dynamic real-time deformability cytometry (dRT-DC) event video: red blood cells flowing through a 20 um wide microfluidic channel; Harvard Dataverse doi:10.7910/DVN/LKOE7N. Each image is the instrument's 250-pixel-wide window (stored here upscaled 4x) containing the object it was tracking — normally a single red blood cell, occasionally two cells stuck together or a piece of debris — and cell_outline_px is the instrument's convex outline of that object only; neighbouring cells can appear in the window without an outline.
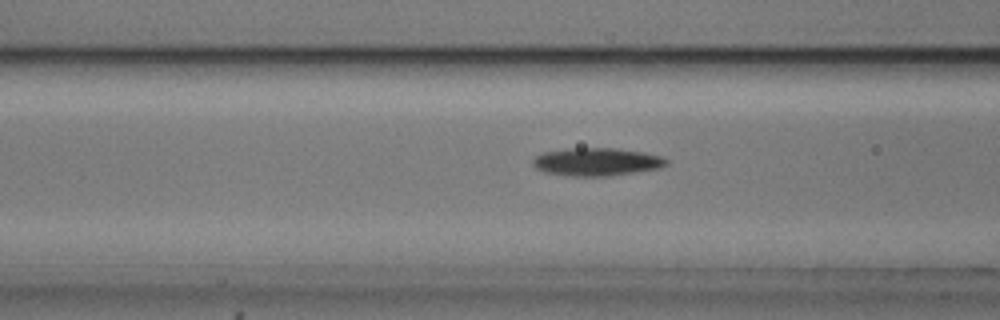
{"species": "common noctule bat (a hibernating species)", "species_latin": "Nyctalus noctula", "temperature_condition": "cold", "stored_images_in_passage": 54, "camera_frame_rate_fps": 3000, "um_per_image_px": 0.085, "animal": {"sex": "male", "body_mass_g": 20.5, "forearm_length_mm": 52.5}, "frame": {"image": 1, "passage_image": 21, "time_ms": 6.667, "image_size_px": [1000, 320], "cell_outline_px": [[668, 164], [660, 168], [608, 176], [572, 176], [544, 172], [536, 168], [532, 164], [532, 160], [540, 152], [568, 148], [616, 148], [644, 152], [660, 156], [668, 160]], "centroid_in_image_um": [50.69, 13.75], "position_along_channel_um": 115.9, "area_um2": 21.85}}
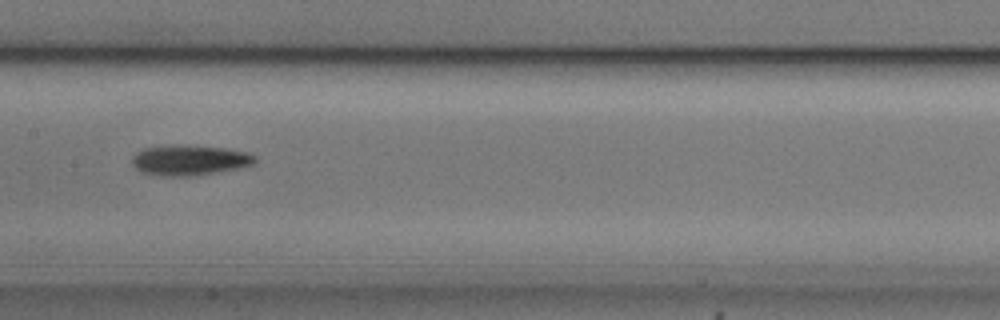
{"frame": {"image": 2, "passage_image": 27, "time_ms": 8.667, "image_size_px": [1000, 320], "cell_outline_px": [[256, 164], [236, 168], [192, 176], [160, 176], [140, 172], [132, 164], [132, 156], [136, 152], [144, 148], [168, 144], [184, 144], [224, 148], [244, 152], [256, 156]], "centroid_in_image_um": [16.05, 13.6], "position_along_channel_um": 191.4, "area_um2": 21.91}}
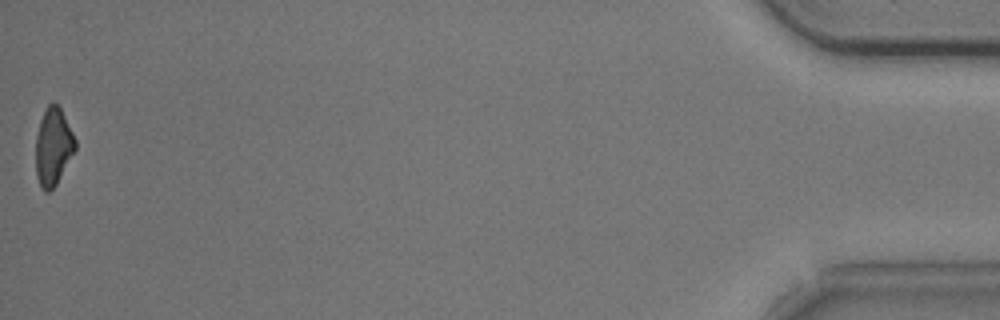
{"frame": {"image": 3, "passage_image": 54, "time_ms": 17.667, "image_size_px": [1000, 320], "cell_outline_px": [[76, 148], [56, 184], [48, 192], [44, 192], [40, 188], [36, 176], [36, 136], [40, 120], [48, 104], [52, 100], [60, 108], [76, 140]], "centroid_in_image_um": [4.5, 12.48], "position_along_channel_um": 430.7, "area_um2": 17.69}, "authors_computed_cell_mechanics": {"area_um2": 19.6231, "velocity_mm_per_s": 3.7456, "shape_relaxation_time_tau1_ms": 2.4662, "shape_relaxation_time_tau2_ms": 10.4664, "deformation_change_tau1": 0.0839, "deformation_change_tau2": 0.2087}}